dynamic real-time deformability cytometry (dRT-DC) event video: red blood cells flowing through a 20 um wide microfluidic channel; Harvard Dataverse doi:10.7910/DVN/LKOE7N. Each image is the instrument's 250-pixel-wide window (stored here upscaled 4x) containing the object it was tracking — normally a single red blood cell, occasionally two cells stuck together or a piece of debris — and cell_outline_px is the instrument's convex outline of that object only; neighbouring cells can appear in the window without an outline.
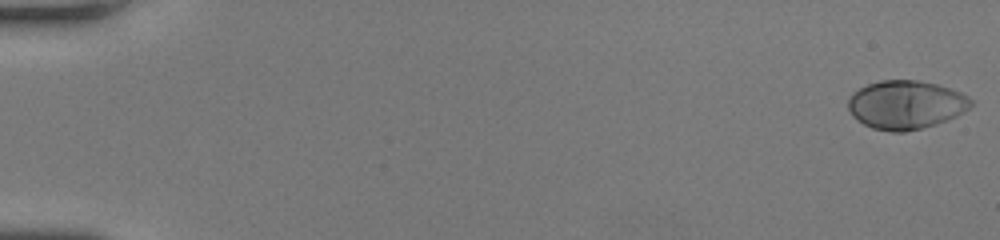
{"species": "human", "species_latin": "Homo sapiens", "temperature_condition": "room temperature", "stored_images_in_passage": 50, "camera_frame_rate_fps": 3000, "um_per_image_px": 0.085, "donor": {"sex": "female"}, "frame": {"image": 1, "passage_image": 1, "time_ms": 0.0, "image_size_px": [1000, 240], "cell_outline_px": [[972, 104], [964, 112], [956, 116], [936, 124], [904, 132], [892, 132], [872, 128], [856, 120], [852, 116], [848, 108], [848, 100], [852, 92], [868, 84], [880, 80], [916, 80], [936, 84], [960, 92], [968, 96], [972, 100]], "centroid_in_image_um": [76.97, 8.91], "position_along_channel_um": 8.0, "area_um2": 34.74}}
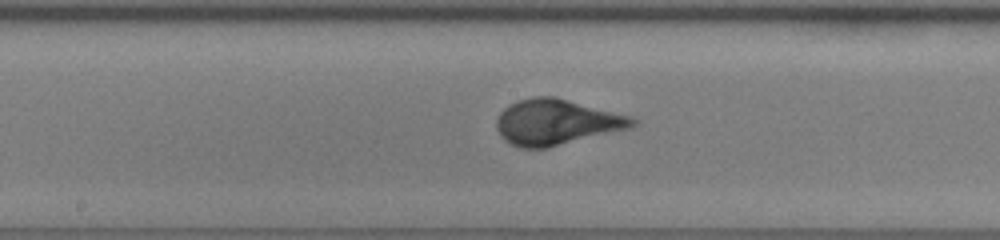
{"frame": {"image": 2, "passage_image": 28, "time_ms": 9.0, "image_size_px": [1000, 240], "cell_outline_px": [[636, 124], [628, 128], [548, 148], [520, 148], [504, 140], [500, 136], [496, 128], [496, 120], [500, 112], [508, 104], [516, 100], [532, 96], [556, 96], [632, 116], [636, 120]], "centroid_in_image_um": [47.25, 10.36], "position_along_channel_um": 200.9, "area_um2": 36.36}}
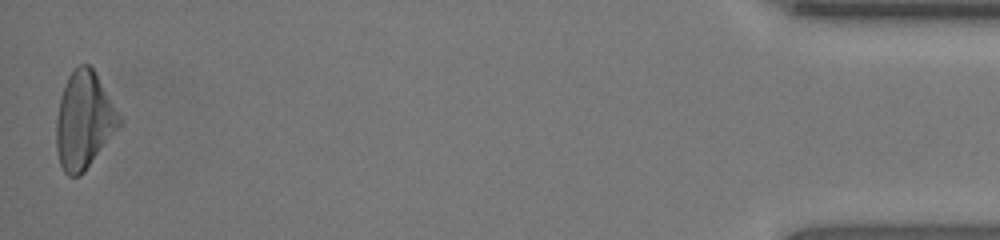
{"frame": {"image": 3, "passage_image": 50, "time_ms": 16.333, "image_size_px": [1000, 240], "cell_outline_px": [[124, 120], [84, 172], [80, 176], [68, 176], [64, 172], [60, 164], [56, 148], [56, 120], [60, 96], [64, 84], [68, 76], [80, 64], [88, 64], [92, 68]], "centroid_in_image_um": [7.13, 10.24], "position_along_channel_um": 428.1, "area_um2": 35.43}, "authors_computed_cell_mechanics": {"area_um2": 34.4777, "velocity_mm_per_s": 4.2607, "shape_relaxation_time_tau1_ms": 3.2768, "shape_relaxation_time_tau2_ms": null, "deformation_change_tau1": 0.199, "deformation_change_tau2": null}}